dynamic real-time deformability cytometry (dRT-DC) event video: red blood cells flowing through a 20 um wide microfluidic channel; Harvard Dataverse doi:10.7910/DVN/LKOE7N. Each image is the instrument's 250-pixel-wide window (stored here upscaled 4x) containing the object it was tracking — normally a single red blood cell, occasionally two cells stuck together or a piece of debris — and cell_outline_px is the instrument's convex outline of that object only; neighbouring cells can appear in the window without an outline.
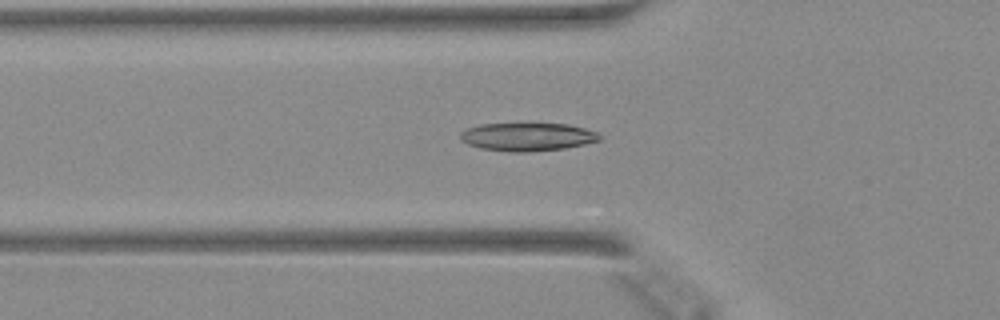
{"species": "Egyptian fruit bat (a non-hibernating species)", "species_latin": "Rousettus aegyptiacus", "temperature_condition": "warm", "stored_images_in_passage": 46, "camera_frame_rate_fps": 3000, "um_per_image_px": 0.085, "animal": {"sex": "female"}, "frame": {"image": 1, "passage_image": 15, "time_ms": 4.667, "image_size_px": [1000, 320], "cell_outline_px": [[600, 140], [584, 144], [564, 148], [524, 152], [512, 152], [480, 148], [468, 144], [460, 140], [460, 132], [468, 128], [480, 124], [568, 124], [600, 132]], "centroid_in_image_um": [44.83, 11.63], "position_along_channel_um": 81.0, "area_um2": 22.72}}
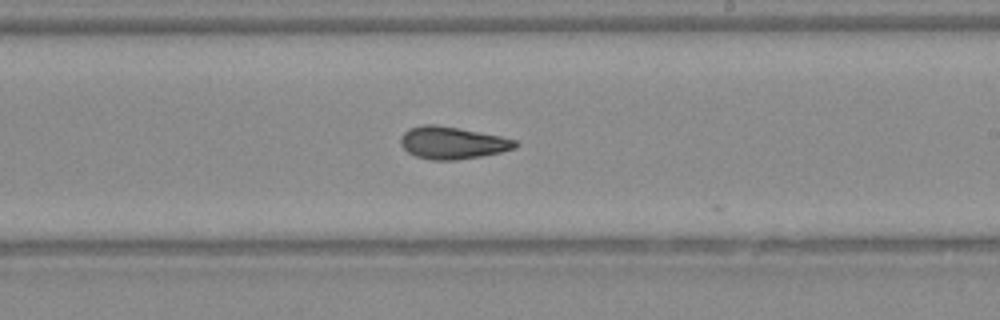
{"frame": {"image": 2, "passage_image": 27, "time_ms": 8.667, "image_size_px": [1000, 320], "cell_outline_px": [[516, 148], [500, 152], [480, 156], [456, 160], [432, 160], [416, 156], [408, 152], [400, 144], [400, 136], [408, 128], [424, 124], [436, 124], [460, 128], [500, 136], [516, 140]], "centroid_in_image_um": [38.41, 12.13], "position_along_channel_um": 250.6, "area_um2": 21.56}}
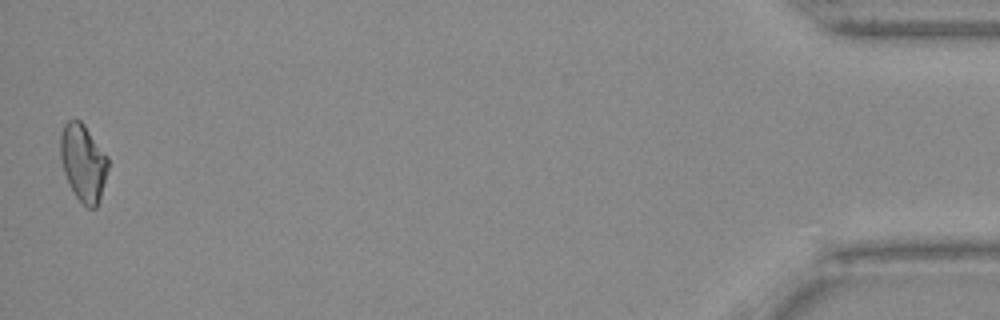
{"frame": {"image": 3, "passage_image": 46, "time_ms": 15.0, "image_size_px": [1000, 320], "cell_outline_px": [[108, 168], [100, 196], [96, 208], [88, 208], [76, 196], [64, 172], [60, 156], [60, 136], [64, 124], [68, 120], [80, 120], [84, 124], [108, 156]], "centroid_in_image_um": [7.07, 13.79], "position_along_channel_um": 428.1, "area_um2": 21.1}}